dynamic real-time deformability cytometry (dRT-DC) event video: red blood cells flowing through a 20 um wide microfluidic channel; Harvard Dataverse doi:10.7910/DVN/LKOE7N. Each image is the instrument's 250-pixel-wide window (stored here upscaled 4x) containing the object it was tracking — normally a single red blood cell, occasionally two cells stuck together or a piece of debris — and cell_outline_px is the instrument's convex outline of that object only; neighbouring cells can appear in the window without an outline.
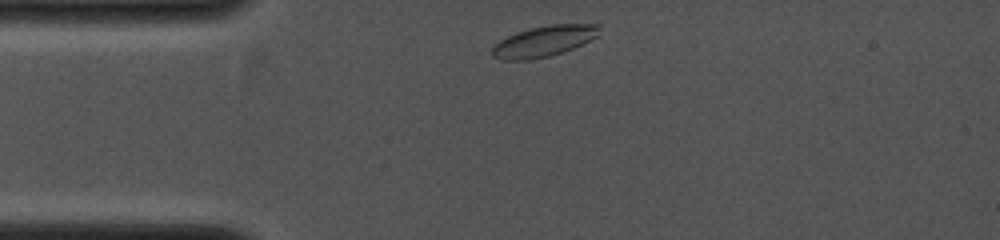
{"species": "common noctule bat (a hibernating species)", "species_latin": "Nyctalus noctula", "temperature_condition": "cold", "stored_images_in_passage": 30, "camera_frame_rate_fps": 4000, "um_per_image_px": 0.085, "animal": {"sex": "female", "body_mass_g": 19.0, "forearm_length_mm": 53.3}, "frame": {"image": 1, "passage_image": 1, "time_ms": 0.0, "image_size_px": [1000, 240], "cell_outline_px": [[600, 36], [572, 48], [548, 56], [528, 60], [504, 60], [492, 56], [492, 48], [500, 40], [516, 32], [532, 28], [552, 24], [600, 24]], "centroid_in_image_um": [46.26, 3.49], "position_along_channel_um": 38.7, "area_um2": 19.07}}
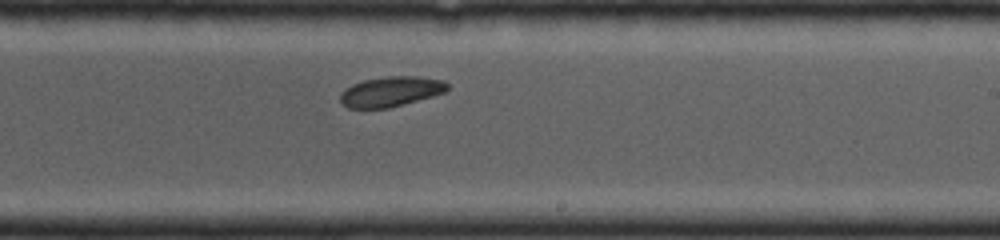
{"frame": {"image": 2, "passage_image": 18, "time_ms": 4.25, "image_size_px": [1000, 240], "cell_outline_px": [[448, 88], [444, 92], [432, 96], [404, 104], [388, 108], [348, 108], [340, 100], [340, 96], [352, 84], [364, 80], [388, 76], [416, 76], [444, 80], [448, 84]], "centroid_in_image_um": [33.25, 7.78], "position_along_channel_um": 255.7, "area_um2": 18.5}}
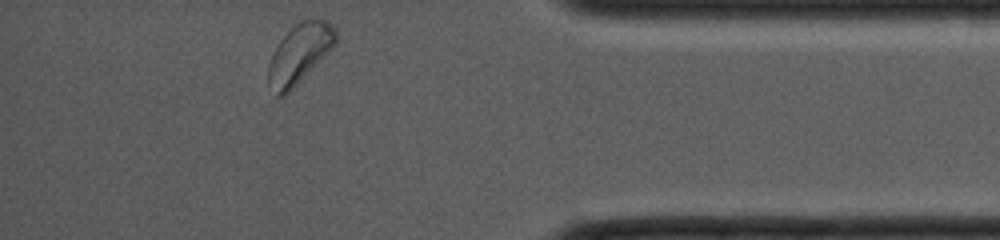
{"frame": {"image": 3, "passage_image": 30, "time_ms": 7.25, "image_size_px": [1000, 240], "cell_outline_px": [[336, 44], [284, 96], [276, 96], [268, 80], [268, 64], [272, 52], [280, 40], [300, 20], [316, 16], [328, 20], [336, 32]], "centroid_in_image_um": [25.46, 4.5], "position_along_channel_um": 409.7, "area_um2": 23.12}}